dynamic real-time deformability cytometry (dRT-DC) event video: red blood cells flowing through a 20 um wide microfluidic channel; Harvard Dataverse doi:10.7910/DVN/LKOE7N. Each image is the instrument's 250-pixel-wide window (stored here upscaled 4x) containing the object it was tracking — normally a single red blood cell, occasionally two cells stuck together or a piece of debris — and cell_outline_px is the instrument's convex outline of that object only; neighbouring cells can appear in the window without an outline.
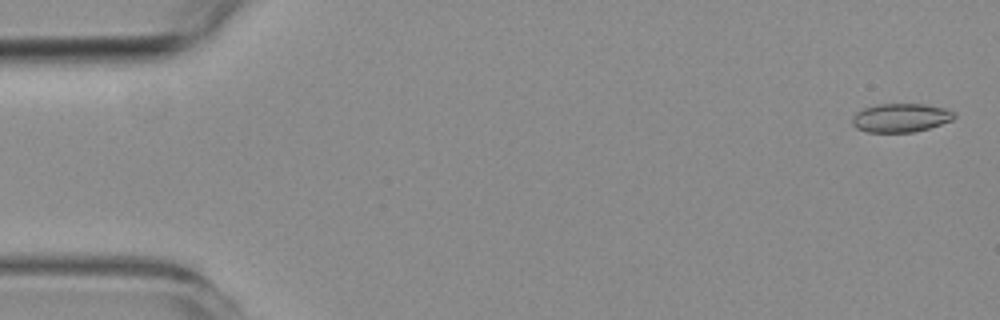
{"species": "common noctule bat (a hibernating species)", "species_latin": "Nyctalus noctula", "temperature_condition": "room temperature", "stored_images_in_passage": 17, "camera_frame_rate_fps": 3000, "um_per_image_px": 0.085, "animal": {"sex": "female", "body_mass_g": 19.3, "forearm_length_mm": 54.1}, "frame": {"image": 1, "passage_image": 2, "time_ms": 0.333, "image_size_px": [1000, 320], "cell_outline_px": [[956, 116], [952, 120], [928, 128], [912, 132], [868, 132], [856, 128], [852, 124], [852, 120], [856, 112], [864, 108], [876, 104], [924, 104], [944, 108], [956, 112]], "centroid_in_image_um": [76.56, 10.0], "position_along_channel_um": 8.4, "area_um2": 16.99}}
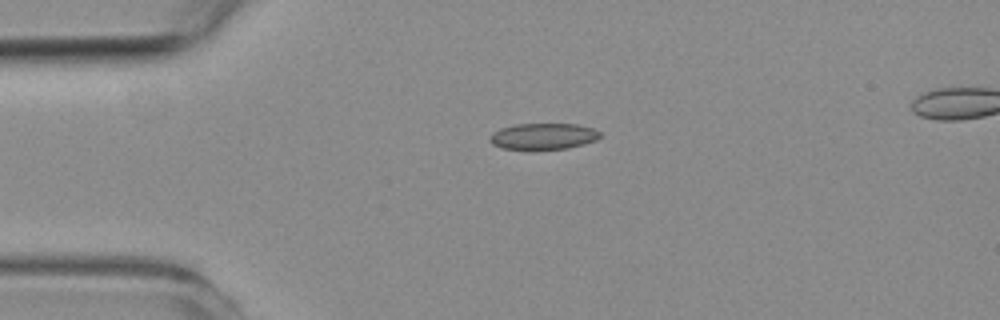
{"frame": {"image": 2, "passage_image": 13, "time_ms": 4.0, "image_size_px": [1000, 320], "cell_outline_px": [[600, 136], [596, 140], [584, 144], [568, 148], [504, 148], [492, 144], [488, 140], [492, 132], [500, 128], [516, 124], [576, 124], [592, 128], [600, 132]], "centroid_in_image_um": [46.17, 11.56], "position_along_channel_um": 38.8, "area_um2": 16.53}}